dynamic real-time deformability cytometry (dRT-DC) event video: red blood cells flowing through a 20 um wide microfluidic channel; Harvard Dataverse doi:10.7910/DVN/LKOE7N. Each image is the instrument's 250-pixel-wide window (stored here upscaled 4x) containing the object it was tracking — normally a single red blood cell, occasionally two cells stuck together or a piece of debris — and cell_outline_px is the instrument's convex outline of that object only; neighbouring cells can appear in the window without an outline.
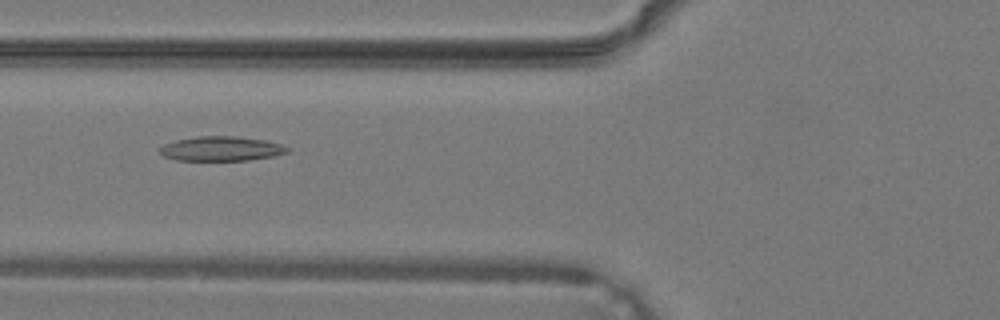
{"species": "common noctule bat (a hibernating species)", "species_latin": "Nyctalus noctula", "temperature_condition": "warm", "stored_images_in_passage": 28, "camera_frame_rate_fps": 3000, "um_per_image_px": 0.085, "animal": {"sex": "male", "body_mass_g": 19.2, "forearm_length_mm": 51.8}, "frame": {"image": 1, "passage_image": 12, "time_ms": 3.667, "image_size_px": [1000, 320], "cell_outline_px": [[292, 148], [288, 152], [272, 156], [248, 160], [176, 160], [164, 156], [160, 152], [160, 148], [164, 144], [176, 140], [196, 136], [236, 136], [264, 140], [280, 144]], "centroid_in_image_um": [18.81, 12.63], "position_along_channel_um": 107.0, "area_um2": 18.15}}
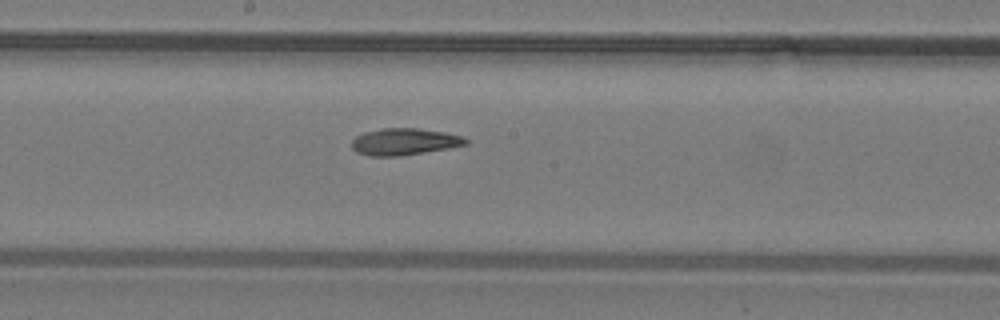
{"frame": {"image": 2, "passage_image": 18, "time_ms": 5.667, "image_size_px": [1000, 320], "cell_outline_px": [[468, 144], [448, 148], [424, 152], [396, 156], [372, 156], [356, 152], [352, 148], [352, 140], [356, 136], [364, 132], [380, 128], [416, 128], [444, 132], [460, 136], [468, 140]], "centroid_in_image_um": [34.33, 12.04], "position_along_channel_um": 213.9, "area_um2": 17.63}}
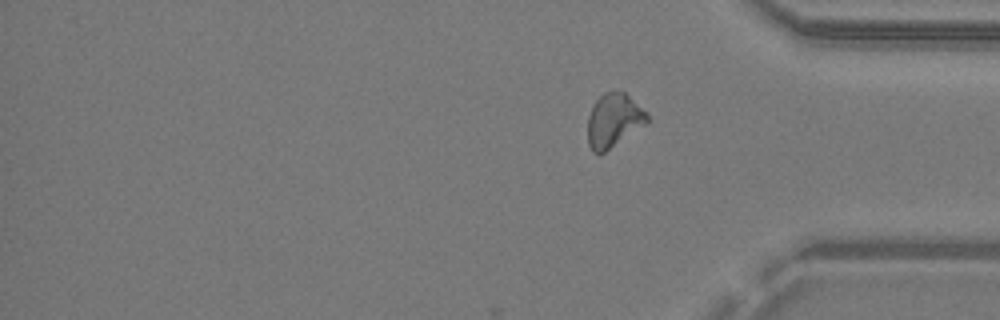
{"frame": {"image": 3, "passage_image": 28, "time_ms": 9.0, "image_size_px": [1000, 320], "cell_outline_px": [[648, 124], [604, 152], [592, 152], [588, 144], [588, 116], [596, 100], [604, 92], [624, 92], [648, 116]], "centroid_in_image_um": [52.15, 10.26], "position_along_channel_um": 383.1, "area_um2": 18.21}}